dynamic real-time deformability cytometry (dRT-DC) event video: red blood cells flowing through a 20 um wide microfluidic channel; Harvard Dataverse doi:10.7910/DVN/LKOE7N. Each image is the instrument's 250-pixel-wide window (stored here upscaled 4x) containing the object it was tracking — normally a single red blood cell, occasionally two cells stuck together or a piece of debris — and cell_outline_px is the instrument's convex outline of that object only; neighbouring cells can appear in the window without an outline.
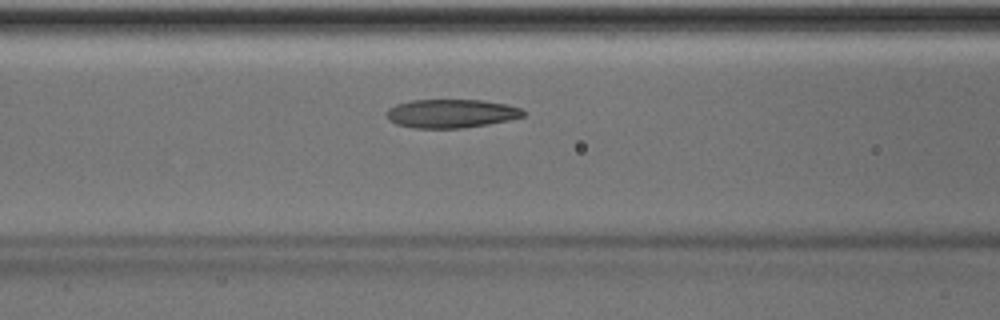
{"species": "Egyptian fruit bat (a non-hibernating species)", "species_latin": "Rousettus aegyptiacus", "temperature_condition": "room temperature", "stored_images_in_passage": 31, "camera_frame_rate_fps": 3000, "um_per_image_px": 0.085, "animal": {"sex": "male"}, "frame": {"image": 1, "passage_image": 10, "time_ms": 3.0, "image_size_px": [1000, 320], "cell_outline_px": [[524, 116], [508, 120], [488, 124], [460, 128], [412, 128], [396, 124], [388, 120], [384, 116], [384, 112], [388, 108], [396, 104], [408, 100], [484, 100], [508, 104], [520, 108], [524, 112]], "centroid_in_image_um": [38.28, 9.64], "position_along_channel_um": 128.3, "area_um2": 23.06}}